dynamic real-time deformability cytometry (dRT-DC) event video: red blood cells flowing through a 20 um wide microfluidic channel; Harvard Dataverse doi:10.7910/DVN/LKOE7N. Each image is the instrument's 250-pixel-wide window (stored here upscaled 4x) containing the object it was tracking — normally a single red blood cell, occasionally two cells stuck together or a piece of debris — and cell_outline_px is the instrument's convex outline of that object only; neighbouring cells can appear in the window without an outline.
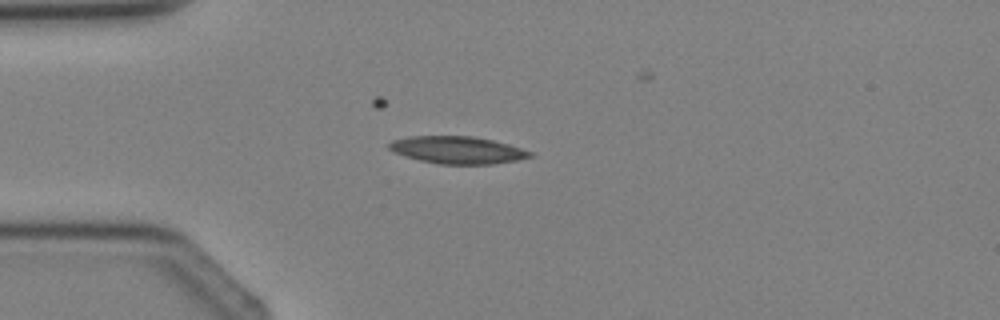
{"species": "Egyptian fruit bat (a non-hibernating species)", "species_latin": "Rousettus aegyptiacus", "temperature_condition": "cold", "stored_images_in_passage": 3, "camera_frame_rate_fps": 3000, "um_per_image_px": 0.085, "animal": {"sex": "female"}, "frame": {"image": 1, "passage_image": 2, "time_ms": 1.333, "image_size_px": [1000, 320], "cell_outline_px": [[532, 156], [516, 160], [492, 164], [440, 164], [420, 160], [404, 156], [392, 152], [388, 148], [388, 144], [392, 140], [408, 136], [472, 136], [492, 140], [508, 144], [532, 152]], "centroid_in_image_um": [38.83, 12.74], "position_along_channel_um": 46.2, "area_um2": 22.37}}